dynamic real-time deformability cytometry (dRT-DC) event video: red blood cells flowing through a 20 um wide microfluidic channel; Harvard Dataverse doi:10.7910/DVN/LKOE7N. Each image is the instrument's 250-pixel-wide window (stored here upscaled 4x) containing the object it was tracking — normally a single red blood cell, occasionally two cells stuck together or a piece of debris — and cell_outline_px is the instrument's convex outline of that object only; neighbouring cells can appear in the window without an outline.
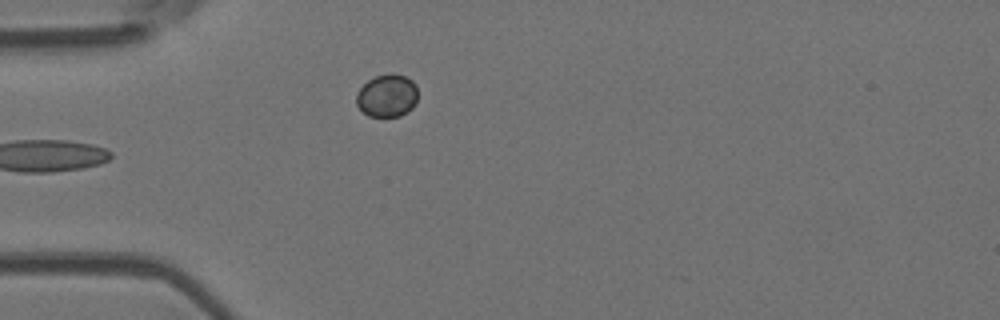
{"species": "Egyptian fruit bat (a non-hibernating species)", "species_latin": "Rousettus aegyptiacus", "temperature_condition": "room temperature", "stored_images_in_passage": 3, "camera_frame_rate_fps": 3000, "um_per_image_px": 0.085, "animal": {"sex": "female"}, "frame": {"image": 1, "passage_image": 2, "time_ms": 1.333, "image_size_px": [1000, 320], "cell_outline_px": [[416, 104], [408, 112], [400, 116], [368, 116], [356, 104], [356, 92], [368, 80], [376, 76], [392, 72], [404, 76], [412, 80], [416, 84]], "centroid_in_image_um": [32.9, 8.12], "position_along_channel_um": 52.1, "area_um2": 15.37}}